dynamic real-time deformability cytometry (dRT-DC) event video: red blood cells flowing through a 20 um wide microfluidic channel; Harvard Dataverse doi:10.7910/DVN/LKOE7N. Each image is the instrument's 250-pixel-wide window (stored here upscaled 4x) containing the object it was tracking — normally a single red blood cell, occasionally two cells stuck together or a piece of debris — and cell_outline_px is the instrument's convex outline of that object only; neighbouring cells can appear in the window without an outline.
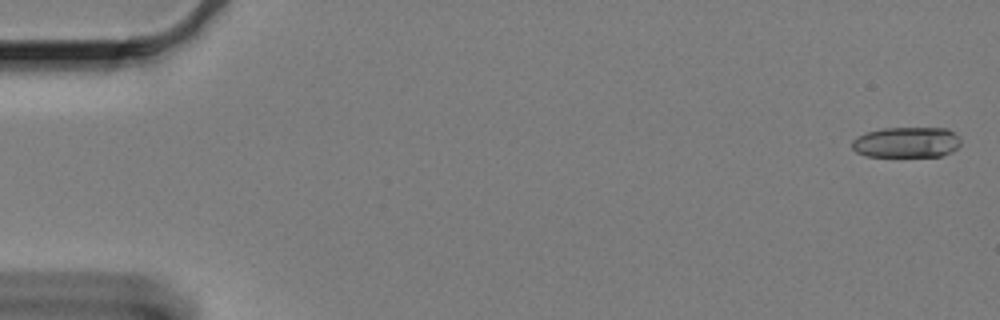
{"species": "Egyptian fruit bat (a non-hibernating species)", "species_latin": "Rousettus aegyptiacus", "temperature_condition": "cold", "stored_images_in_passage": 17, "camera_frame_rate_fps": 3000, "um_per_image_px": 0.085, "animal": {"sex": "female"}, "frame": {"image": 1, "passage_image": 2, "time_ms": 0.333, "image_size_px": [1000, 320], "cell_outline_px": [[960, 144], [952, 152], [940, 156], [864, 156], [856, 152], [852, 148], [852, 140], [868, 132], [884, 128], [948, 128], [960, 136]], "centroid_in_image_um": [77.09, 12.1], "position_along_channel_um": 7.9, "area_um2": 19.42}}
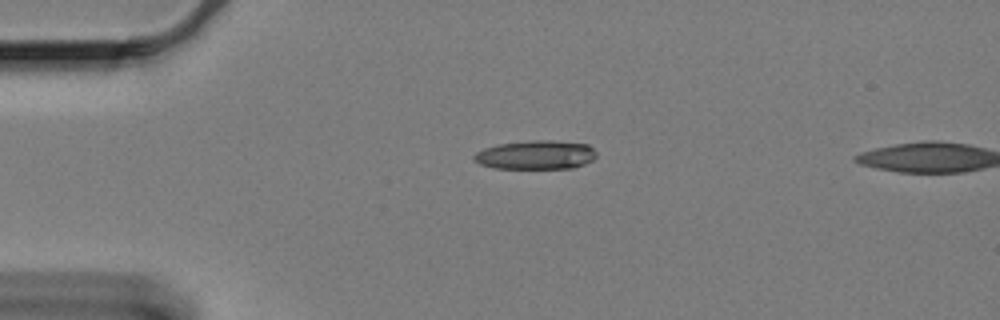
{"frame": {"image": 2, "passage_image": 15, "time_ms": 4.667, "image_size_px": [1000, 320], "cell_outline_px": [[596, 156], [592, 160], [584, 164], [572, 168], [496, 168], [480, 164], [472, 156], [476, 152], [484, 148], [496, 144], [532, 140], [556, 140], [588, 144], [596, 152]], "centroid_in_image_um": [45.55, 13.15], "position_along_channel_um": 39.4, "area_um2": 20.63}}